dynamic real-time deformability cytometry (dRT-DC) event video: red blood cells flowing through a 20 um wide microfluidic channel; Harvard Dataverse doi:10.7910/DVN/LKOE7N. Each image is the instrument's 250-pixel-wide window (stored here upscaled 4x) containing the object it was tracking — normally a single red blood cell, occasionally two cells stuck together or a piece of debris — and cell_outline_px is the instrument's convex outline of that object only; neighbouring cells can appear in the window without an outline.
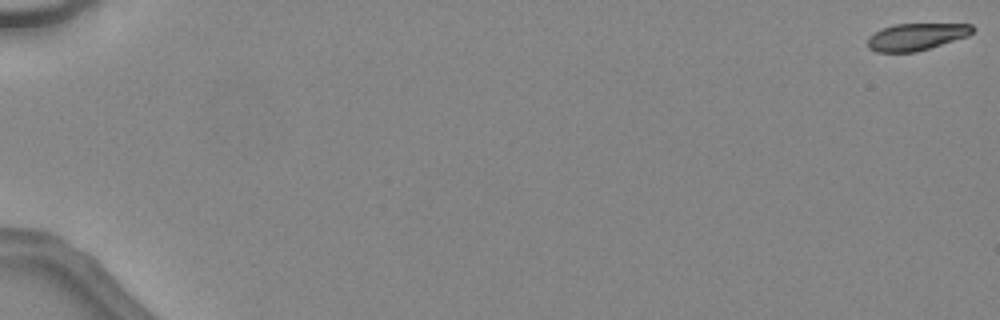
{"species": "common noctule bat (a hibernating species)", "species_latin": "Nyctalus noctula", "temperature_condition": "warm", "stored_images_in_passage": 9, "camera_frame_rate_fps": 3000, "um_per_image_px": 0.085, "animal": {"sex": "female", "body_mass_g": 24.6, "forearm_length_mm": 56.2}, "frame": {"image": 1, "passage_image": 1, "time_ms": 0.0, "image_size_px": [1000, 320], "cell_outline_px": [[976, 28], [968, 36], [916, 52], [876, 52], [868, 48], [868, 36], [884, 28], [896, 24], [972, 24]], "centroid_in_image_um": [77.9, 3.13], "position_along_channel_um": 7.1, "area_um2": 16.42}}